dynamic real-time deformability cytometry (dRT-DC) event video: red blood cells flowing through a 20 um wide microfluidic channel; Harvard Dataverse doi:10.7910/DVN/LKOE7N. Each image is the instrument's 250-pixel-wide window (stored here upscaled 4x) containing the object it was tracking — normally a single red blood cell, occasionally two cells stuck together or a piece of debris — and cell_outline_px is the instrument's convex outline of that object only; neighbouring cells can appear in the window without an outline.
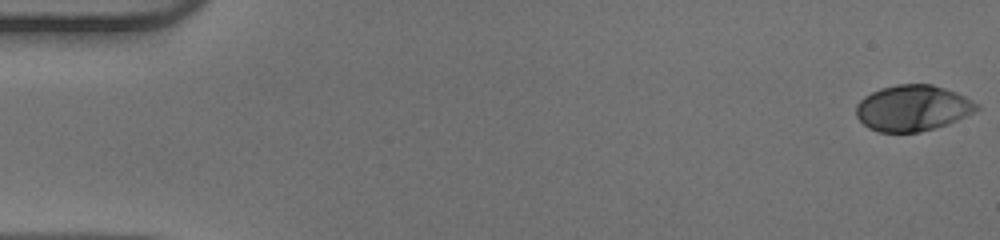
{"species": "human", "species_latin": "Homo sapiens", "temperature_condition": "warm", "stored_images_in_passage": 52, "camera_frame_rate_fps": 3000, "um_per_image_px": 0.085, "donor": {"sex": "male"}, "frame": {"image": 1, "passage_image": 1, "time_ms": 0.0, "image_size_px": [1000, 240], "cell_outline_px": [[980, 108], [948, 124], [920, 132], [880, 132], [868, 128], [856, 116], [856, 104], [864, 96], [880, 88], [896, 84], [932, 84], [956, 92], [980, 104]], "centroid_in_image_um": [77.55, 9.18], "position_along_channel_um": 7.4, "area_um2": 32.25}}
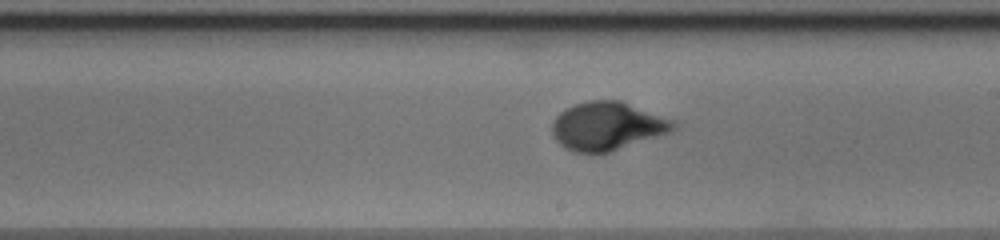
{"frame": {"image": 2, "passage_image": 30, "time_ms": 9.667, "image_size_px": [1000, 240], "cell_outline_px": [[676, 128], [672, 132], [608, 152], [576, 152], [564, 148], [552, 136], [552, 120], [564, 108], [588, 100], [620, 100], [676, 120]], "centroid_in_image_um": [51.63, 10.7], "position_along_channel_um": 237.4, "area_um2": 34.33}}
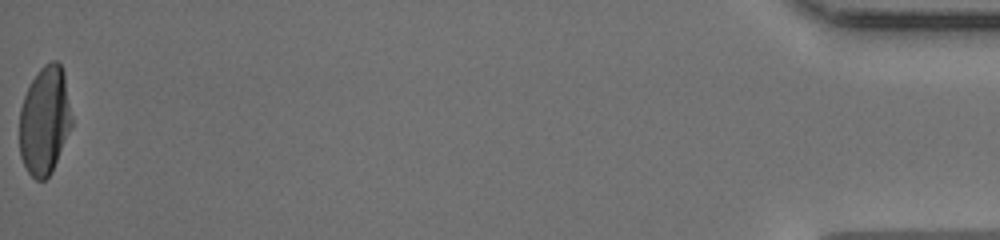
{"frame": {"image": 3, "passage_image": 52, "time_ms": 17.0, "image_size_px": [1000, 240], "cell_outline_px": [[72, 124], [52, 172], [44, 180], [36, 180], [28, 172], [20, 156], [20, 108], [24, 96], [32, 80], [40, 68], [44, 64], [52, 60], [56, 60], [60, 64], [64, 72], [72, 116]], "centroid_in_image_um": [3.8, 10.23], "position_along_channel_um": 431.4, "area_um2": 32.89}, "authors_computed_cell_mechanics": {"area_um2": 32.8304, "velocity_mm_per_s": 3.9964, "shape_relaxation_time_tau1_ms": 3.9588, "shape_relaxation_time_tau2_ms": null, "deformation_change_tau1": 0.2251, "deformation_change_tau2": null}}